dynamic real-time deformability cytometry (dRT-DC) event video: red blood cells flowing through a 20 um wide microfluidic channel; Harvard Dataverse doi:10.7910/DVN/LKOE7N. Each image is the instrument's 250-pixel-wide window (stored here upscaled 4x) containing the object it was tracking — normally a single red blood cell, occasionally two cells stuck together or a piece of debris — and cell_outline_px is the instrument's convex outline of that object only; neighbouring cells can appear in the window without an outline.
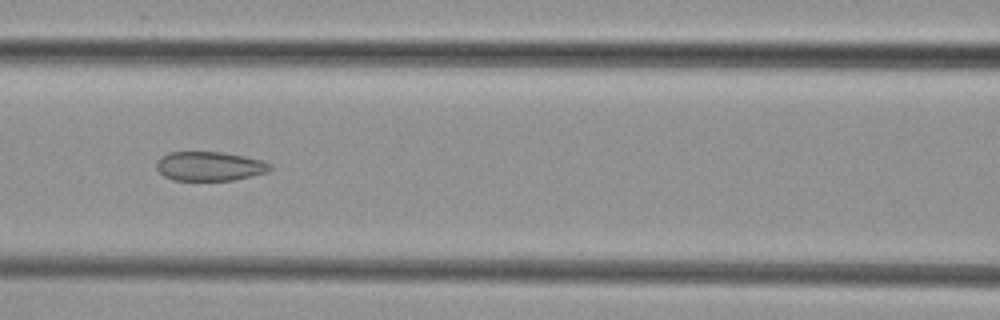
{"species": "common noctule bat (a hibernating species)", "species_latin": "Nyctalus noctula", "temperature_condition": "cold", "stored_images_in_passage": 9, "camera_frame_rate_fps": 3000, "um_per_image_px": 0.085, "animal": {"sex": "female", "body_mass_g": 29.2, "forearm_length_mm": 56.3}, "frame": {"image": 1, "passage_image": 7, "time_ms": 7.667, "image_size_px": [1000, 320], "cell_outline_px": [[272, 168], [268, 172], [236, 180], [172, 180], [164, 176], [156, 168], [156, 160], [160, 156], [168, 152], [220, 152], [244, 156], [264, 160], [272, 164]], "centroid_in_image_um": [17.82, 14.12], "position_along_channel_um": 148.8, "area_um2": 19.59}}
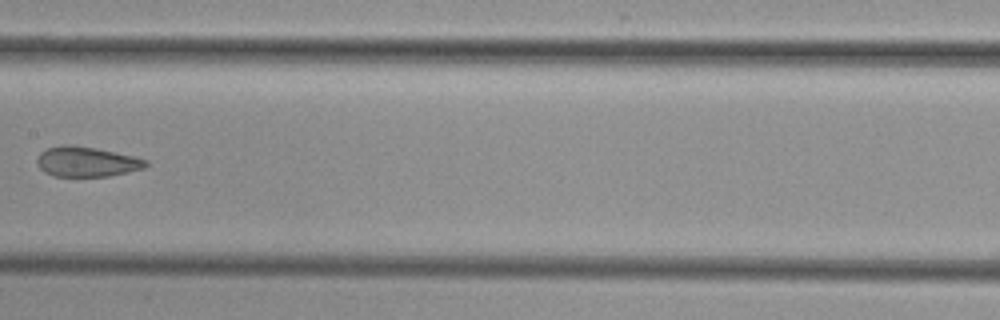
{"frame": {"image": 2, "passage_image": 8, "time_ms": 9.0, "image_size_px": [1000, 320], "cell_outline_px": [[148, 164], [144, 168], [128, 172], [108, 176], [52, 176], [44, 172], [36, 164], [36, 160], [40, 152], [48, 148], [64, 144], [68, 144], [96, 148], [132, 156], [148, 160]], "centroid_in_image_um": [7.33, 13.75], "position_along_channel_um": 200.1, "area_um2": 19.02}}
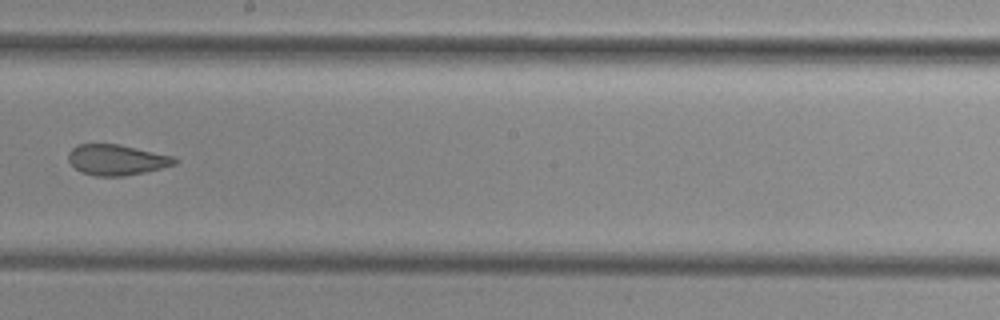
{"frame": {"image": 3, "passage_image": 9, "time_ms": 10.0, "image_size_px": [1000, 320], "cell_outline_px": [[180, 160], [176, 164], [144, 172], [124, 176], [96, 176], [80, 172], [68, 160], [68, 152], [76, 144], [116, 144], [172, 156]], "centroid_in_image_um": [9.88, 13.59], "position_along_channel_um": 238.3, "area_um2": 18.79}}